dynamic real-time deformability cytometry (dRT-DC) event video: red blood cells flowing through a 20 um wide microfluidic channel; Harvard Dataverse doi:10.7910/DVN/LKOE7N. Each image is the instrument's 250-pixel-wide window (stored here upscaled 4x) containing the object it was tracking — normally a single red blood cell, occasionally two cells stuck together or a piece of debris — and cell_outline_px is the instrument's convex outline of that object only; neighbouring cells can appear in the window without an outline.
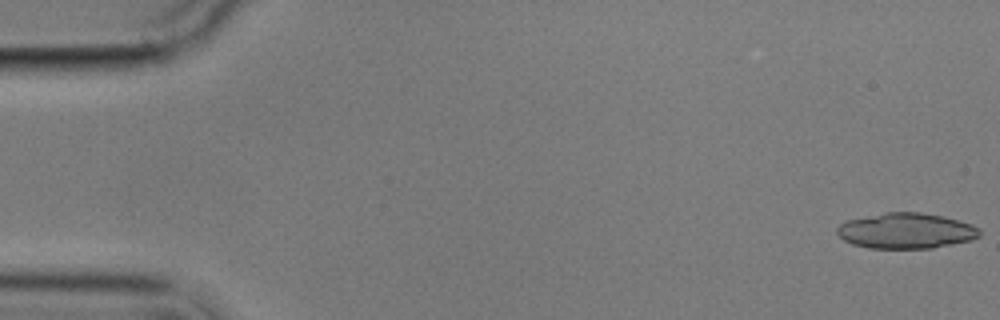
{"species": "common noctule bat (a hibernating species)", "species_latin": "Nyctalus noctula", "temperature_condition": "cold", "stored_images_in_passage": 5, "camera_frame_rate_fps": 3000, "um_per_image_px": 0.085, "animal": {"sex": "male", "body_mass_g": 17.9}, "frame": {"image": 1, "passage_image": 1, "time_ms": 0.0, "image_size_px": [1000, 320], "cell_outline_px": [[980, 236], [972, 240], [932, 248], [868, 248], [852, 244], [844, 240], [836, 232], [836, 228], [840, 224], [848, 220], [884, 212], [920, 212], [944, 216], [972, 224], [980, 228]], "centroid_in_image_um": [77.03, 19.61], "position_along_channel_um": 8.0, "area_um2": 29.65}}